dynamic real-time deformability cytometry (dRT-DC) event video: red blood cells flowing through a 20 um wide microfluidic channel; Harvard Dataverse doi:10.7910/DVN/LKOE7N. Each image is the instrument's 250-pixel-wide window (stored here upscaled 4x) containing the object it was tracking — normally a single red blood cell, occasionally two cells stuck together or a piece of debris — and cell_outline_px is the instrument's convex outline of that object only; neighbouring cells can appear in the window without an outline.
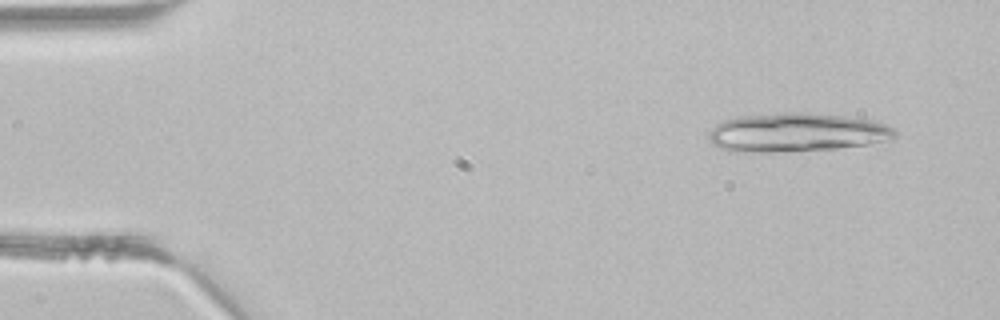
{"species": "common noctule bat (a hibernating species)", "species_latin": "Nyctalus noctula", "temperature_condition": "room temperature", "stored_images_in_passage": 4, "segment_of_instrument_passage": [1, 2], "camera_frame_rate_fps": 3000, "um_per_image_px": 0.085, "animal": {"sex": "male", "body_mass_g": 21.5, "forearm_length_mm": 52.0}, "frame": {"image": 1, "passage_image": 1, "time_ms": 0.0, "image_size_px": [1000, 320], "cell_outline_px": [[896, 136], [888, 140], [868, 144], [836, 148], [776, 152], [728, 152], [712, 144], [708, 140], [708, 132], [716, 124], [724, 120], [736, 116], [776, 112], [804, 112], [844, 116], [872, 120], [884, 124], [892, 128], [896, 132]], "centroid_in_image_um": [67.62, 11.25], "position_along_channel_um": 17.4, "area_um2": 42.48}}